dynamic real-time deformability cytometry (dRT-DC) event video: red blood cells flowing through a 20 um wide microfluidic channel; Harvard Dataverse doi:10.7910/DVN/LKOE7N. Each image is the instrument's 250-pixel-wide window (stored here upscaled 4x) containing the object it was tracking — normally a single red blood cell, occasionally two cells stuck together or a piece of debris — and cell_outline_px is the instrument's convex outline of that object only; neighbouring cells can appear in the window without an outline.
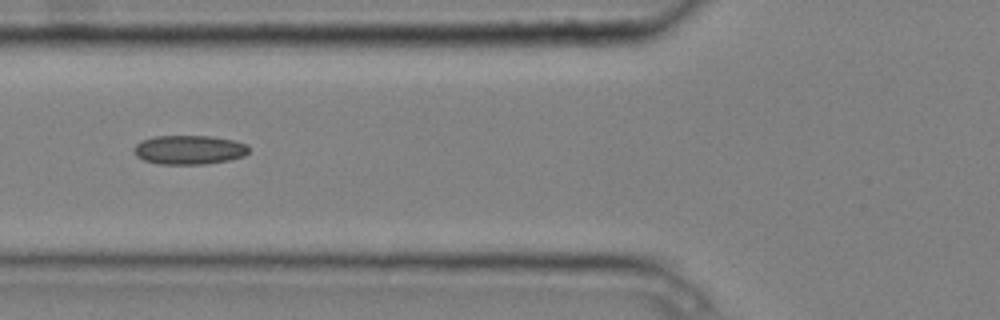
{"species": "common noctule bat (a hibernating species)", "species_latin": "Nyctalus noctula", "temperature_condition": "cold", "stored_images_in_passage": 6, "camera_frame_rate_fps": 3000, "um_per_image_px": 0.085, "animal": {"sex": "male", "body_mass_g": 20.4}, "frame": {"image": 1, "passage_image": 6, "time_ms": 1.667, "image_size_px": [1000, 320], "cell_outline_px": [[248, 152], [244, 156], [228, 160], [204, 164], [160, 164], [144, 160], [136, 156], [136, 144], [140, 140], [156, 136], [212, 136], [236, 140], [248, 144]], "centroid_in_image_um": [16.11, 12.72], "position_along_channel_um": 109.7, "area_um2": 19.48}}